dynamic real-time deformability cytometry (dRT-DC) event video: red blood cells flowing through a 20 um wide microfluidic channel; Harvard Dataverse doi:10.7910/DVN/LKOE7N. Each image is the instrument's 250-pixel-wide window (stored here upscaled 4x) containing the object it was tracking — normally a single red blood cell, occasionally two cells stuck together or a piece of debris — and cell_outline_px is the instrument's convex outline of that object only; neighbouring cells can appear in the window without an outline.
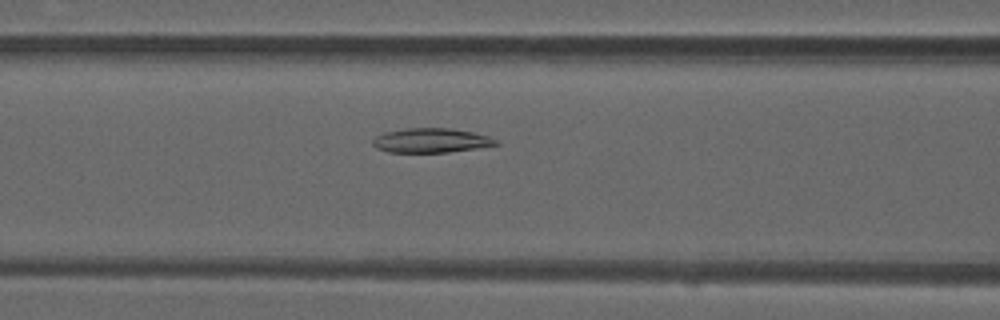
{"species": "common noctule bat (a hibernating species)", "species_latin": "Nyctalus noctula", "temperature_condition": "warm", "stored_images_in_passage": 36, "camera_frame_rate_fps": 3000, "um_per_image_px": 0.085, "animal": {"sex": "male", "forearm_length_mm": 52.5}, "frame": {"image": 1, "passage_image": 6, "time_ms": 1.667, "image_size_px": [1000, 320], "cell_outline_px": [[500, 144], [476, 148], [448, 152], [388, 152], [376, 148], [372, 144], [372, 140], [376, 136], [384, 132], [404, 128], [448, 128], [472, 132], [488, 136], [496, 140]], "centroid_in_image_um": [36.6, 11.93], "position_along_channel_um": 130.0, "area_um2": 17.46}}
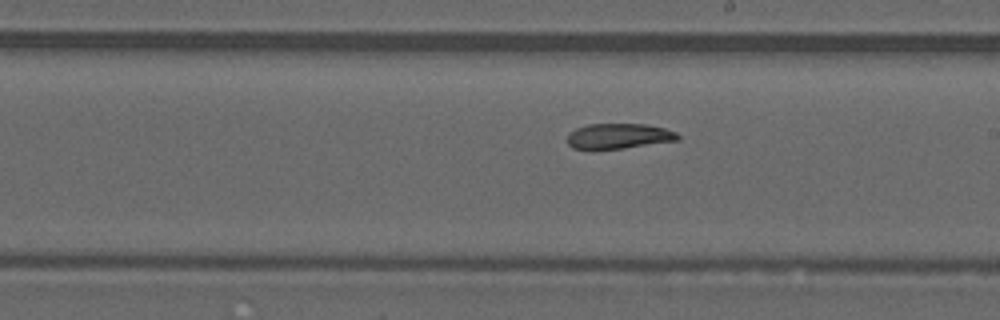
{"frame": {"image": 2, "passage_image": 14, "time_ms": 4.333, "image_size_px": [1000, 320], "cell_outline_px": [[680, 140], [624, 148], [572, 148], [568, 144], [568, 132], [576, 128], [588, 124], [644, 124], [664, 128], [676, 132], [680, 136]], "centroid_in_image_um": [52.61, 11.55], "position_along_channel_um": 236.4, "area_um2": 16.13}}
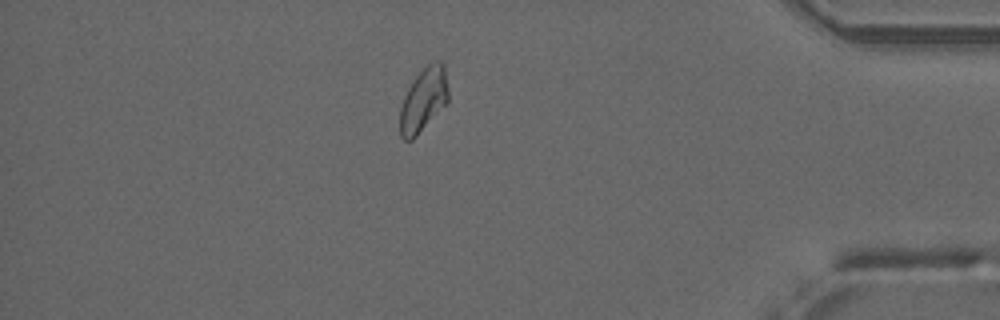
{"frame": {"image": 3, "passage_image": 29, "time_ms": 9.333, "image_size_px": [1000, 320], "cell_outline_px": [[448, 100], [416, 136], [412, 140], [404, 140], [400, 136], [400, 108], [404, 96], [408, 88], [416, 76], [432, 60], [440, 60], [444, 64], [448, 88]], "centroid_in_image_um": [35.99, 8.45], "position_along_channel_um": 399.2, "area_um2": 17.69}}